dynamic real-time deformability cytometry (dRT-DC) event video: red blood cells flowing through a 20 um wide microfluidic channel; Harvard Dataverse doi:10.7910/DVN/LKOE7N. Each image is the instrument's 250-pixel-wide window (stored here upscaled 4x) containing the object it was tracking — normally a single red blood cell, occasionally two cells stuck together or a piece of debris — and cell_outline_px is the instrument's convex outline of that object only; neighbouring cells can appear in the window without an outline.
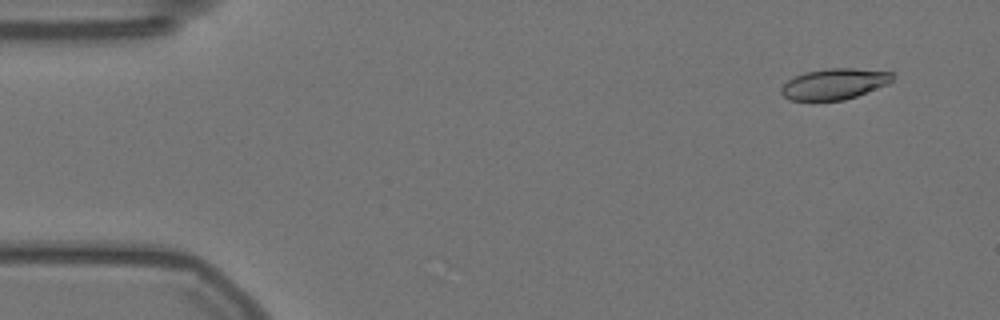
{"species": "Egyptian fruit bat (a non-hibernating species)", "species_latin": "Rousettus aegyptiacus", "temperature_condition": "warm", "stored_images_in_passage": 51, "camera_frame_rate_fps": 3000, "um_per_image_px": 0.085, "animal": {"sex": "female"}, "frame": {"image": 1, "passage_image": 4, "time_ms": 1.0, "image_size_px": [1000, 320], "cell_outline_px": [[896, 76], [888, 84], [856, 96], [844, 100], [792, 100], [784, 96], [780, 92], [780, 88], [788, 80], [804, 72], [828, 68], [852, 68], [892, 72]], "centroid_in_image_um": [70.93, 7.13], "position_along_channel_um": 14.1, "area_um2": 19.94}}
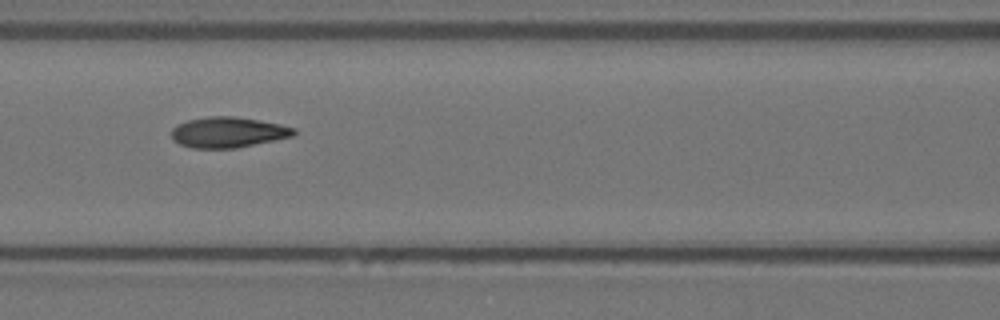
{"frame": {"image": 2, "passage_image": 24, "time_ms": 7.667, "image_size_px": [1000, 320], "cell_outline_px": [[296, 132], [292, 136], [236, 148], [192, 148], [180, 144], [172, 140], [172, 128], [176, 124], [188, 120], [208, 116], [236, 116], [260, 120], [280, 124], [296, 128]], "centroid_in_image_um": [19.36, 11.23], "position_along_channel_um": 147.2, "area_um2": 21.85}}
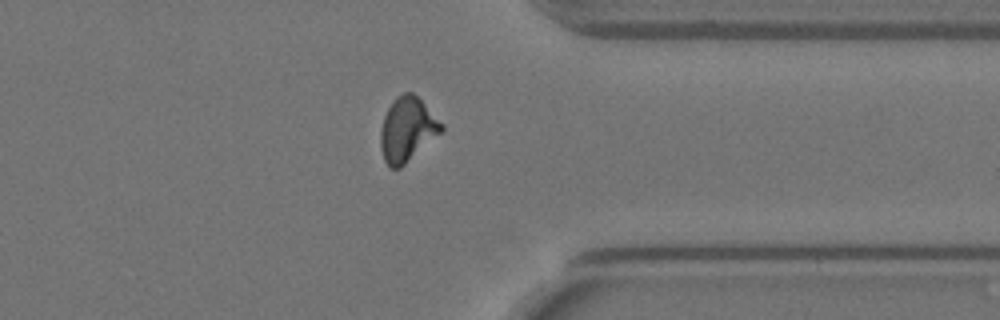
{"frame": {"image": 3, "passage_image": 44, "time_ms": 14.333, "image_size_px": [1000, 320], "cell_outline_px": [[444, 128], [440, 132], [400, 168], [392, 168], [384, 160], [380, 148], [380, 132], [384, 116], [392, 100], [396, 96], [404, 92], [412, 92], [444, 124]], "centroid_in_image_um": [34.58, 10.98], "position_along_channel_um": 376.8, "area_um2": 22.37}}